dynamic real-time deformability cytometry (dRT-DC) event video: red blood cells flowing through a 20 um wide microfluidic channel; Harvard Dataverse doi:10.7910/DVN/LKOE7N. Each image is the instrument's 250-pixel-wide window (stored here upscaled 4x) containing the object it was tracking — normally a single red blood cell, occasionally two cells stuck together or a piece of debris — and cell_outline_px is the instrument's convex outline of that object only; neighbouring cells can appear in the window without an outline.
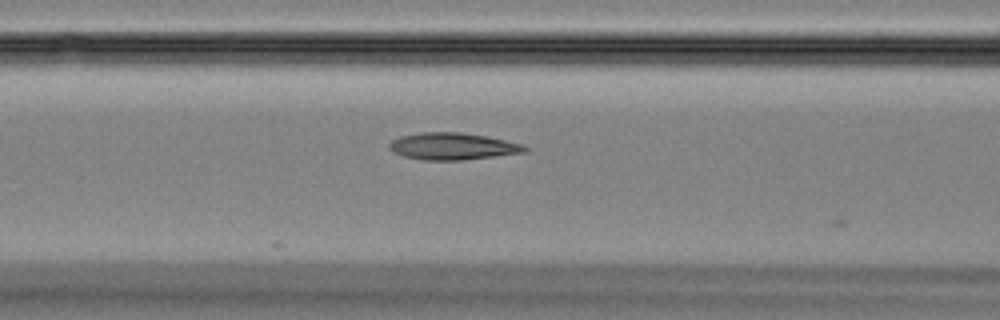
{"species": "Egyptian fruit bat (a non-hibernating species)", "species_latin": "Rousettus aegyptiacus", "temperature_condition": "room temperature", "stored_images_in_passage": 22, "camera_frame_rate_fps": 3000, "um_per_image_px": 0.085, "animal": {"sex": "female"}, "frame": {"image": 1, "passage_image": 19, "time_ms": 6.0, "image_size_px": [1000, 320], "cell_outline_px": [[528, 152], [464, 160], [424, 160], [404, 156], [392, 152], [388, 148], [388, 144], [392, 140], [400, 136], [420, 132], [460, 132], [484, 136], [524, 144], [528, 148]], "centroid_in_image_um": [38.47, 12.44], "position_along_channel_um": 128.1, "area_um2": 21.39}}